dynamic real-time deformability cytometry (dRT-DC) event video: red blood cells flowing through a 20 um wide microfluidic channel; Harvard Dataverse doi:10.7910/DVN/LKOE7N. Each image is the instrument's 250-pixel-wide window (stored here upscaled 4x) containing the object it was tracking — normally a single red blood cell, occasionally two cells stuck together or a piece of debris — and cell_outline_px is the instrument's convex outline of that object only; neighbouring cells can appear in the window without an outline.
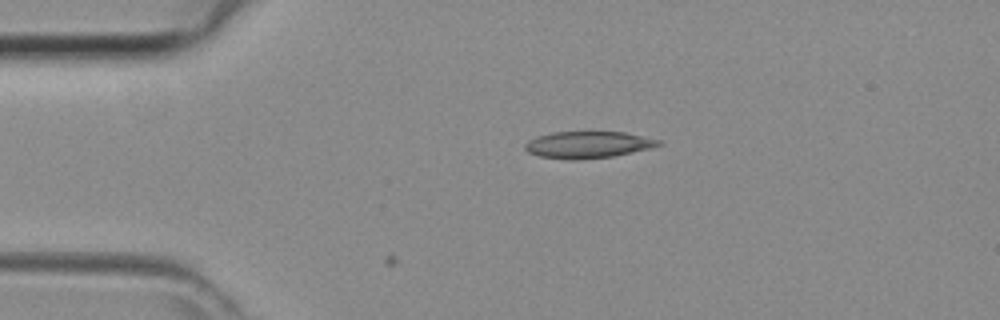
{"species": "common noctule bat (a hibernating species)", "species_latin": "Nyctalus noctula", "temperature_condition": "room temperature", "stored_images_in_passage": 2, "camera_frame_rate_fps": 3000, "um_per_image_px": 0.085, "animal": {"sex": "female", "body_mass_g": 29.2, "forearm_length_mm": 56.3}, "frame": {"image": 1, "passage_image": 2, "time_ms": 0.333, "image_size_px": [1000, 320], "cell_outline_px": [[664, 144], [652, 148], [612, 156], [576, 160], [568, 160], [540, 156], [528, 152], [524, 148], [524, 144], [528, 140], [536, 136], [552, 132], [624, 132], [660, 140]], "centroid_in_image_um": [49.96, 12.3], "position_along_channel_um": 35.0, "area_um2": 20.87}}